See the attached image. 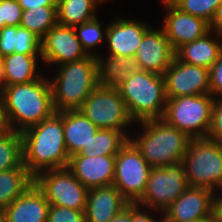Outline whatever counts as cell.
I'll return each mask as SVG.
<instances>
[{
	"label": "cell",
	"instance_id": "6da1fadb",
	"mask_svg": "<svg viewBox=\"0 0 222 222\" xmlns=\"http://www.w3.org/2000/svg\"><path fill=\"white\" fill-rule=\"evenodd\" d=\"M0 105L7 129L23 132L39 124L55 112L49 77L44 73L32 82L5 86Z\"/></svg>",
	"mask_w": 222,
	"mask_h": 222
},
{
	"label": "cell",
	"instance_id": "7a4b0ae2",
	"mask_svg": "<svg viewBox=\"0 0 222 222\" xmlns=\"http://www.w3.org/2000/svg\"><path fill=\"white\" fill-rule=\"evenodd\" d=\"M23 165L35 177L53 169L67 168L69 155L65 146L63 111L21 132Z\"/></svg>",
	"mask_w": 222,
	"mask_h": 222
},
{
	"label": "cell",
	"instance_id": "3957f363",
	"mask_svg": "<svg viewBox=\"0 0 222 222\" xmlns=\"http://www.w3.org/2000/svg\"><path fill=\"white\" fill-rule=\"evenodd\" d=\"M56 67V75L49 78L55 112L79 110L98 86L96 57L88 56Z\"/></svg>",
	"mask_w": 222,
	"mask_h": 222
},
{
	"label": "cell",
	"instance_id": "277c9868",
	"mask_svg": "<svg viewBox=\"0 0 222 222\" xmlns=\"http://www.w3.org/2000/svg\"><path fill=\"white\" fill-rule=\"evenodd\" d=\"M141 132L129 140L136 146L151 167H162L183 161L191 138L163 119L138 123Z\"/></svg>",
	"mask_w": 222,
	"mask_h": 222
},
{
	"label": "cell",
	"instance_id": "5b68a950",
	"mask_svg": "<svg viewBox=\"0 0 222 222\" xmlns=\"http://www.w3.org/2000/svg\"><path fill=\"white\" fill-rule=\"evenodd\" d=\"M118 90L134 123L163 118L167 101L164 75L141 70L129 76Z\"/></svg>",
	"mask_w": 222,
	"mask_h": 222
},
{
	"label": "cell",
	"instance_id": "8992f818",
	"mask_svg": "<svg viewBox=\"0 0 222 222\" xmlns=\"http://www.w3.org/2000/svg\"><path fill=\"white\" fill-rule=\"evenodd\" d=\"M189 186L222 190V143L208 138H191L183 157Z\"/></svg>",
	"mask_w": 222,
	"mask_h": 222
},
{
	"label": "cell",
	"instance_id": "52a82bcc",
	"mask_svg": "<svg viewBox=\"0 0 222 222\" xmlns=\"http://www.w3.org/2000/svg\"><path fill=\"white\" fill-rule=\"evenodd\" d=\"M212 108L211 94L167 99L162 119L190 138H206L211 124Z\"/></svg>",
	"mask_w": 222,
	"mask_h": 222
},
{
	"label": "cell",
	"instance_id": "ba28073f",
	"mask_svg": "<svg viewBox=\"0 0 222 222\" xmlns=\"http://www.w3.org/2000/svg\"><path fill=\"white\" fill-rule=\"evenodd\" d=\"M189 187L182 161L152 167L143 196L136 202L162 214Z\"/></svg>",
	"mask_w": 222,
	"mask_h": 222
},
{
	"label": "cell",
	"instance_id": "9c48e42d",
	"mask_svg": "<svg viewBox=\"0 0 222 222\" xmlns=\"http://www.w3.org/2000/svg\"><path fill=\"white\" fill-rule=\"evenodd\" d=\"M79 110L99 129H115L128 135L127 128L135 124L118 88L97 86Z\"/></svg>",
	"mask_w": 222,
	"mask_h": 222
},
{
	"label": "cell",
	"instance_id": "30bf717a",
	"mask_svg": "<svg viewBox=\"0 0 222 222\" xmlns=\"http://www.w3.org/2000/svg\"><path fill=\"white\" fill-rule=\"evenodd\" d=\"M151 168L141 152L128 140L115 156L113 185L129 203H136L145 192Z\"/></svg>",
	"mask_w": 222,
	"mask_h": 222
},
{
	"label": "cell",
	"instance_id": "8fae6325",
	"mask_svg": "<svg viewBox=\"0 0 222 222\" xmlns=\"http://www.w3.org/2000/svg\"><path fill=\"white\" fill-rule=\"evenodd\" d=\"M50 205L85 211L89 190L68 168L46 170L34 177Z\"/></svg>",
	"mask_w": 222,
	"mask_h": 222
},
{
	"label": "cell",
	"instance_id": "7c38bea8",
	"mask_svg": "<svg viewBox=\"0 0 222 222\" xmlns=\"http://www.w3.org/2000/svg\"><path fill=\"white\" fill-rule=\"evenodd\" d=\"M164 79L166 99L210 94L209 69L184 63L176 56L165 71Z\"/></svg>",
	"mask_w": 222,
	"mask_h": 222
},
{
	"label": "cell",
	"instance_id": "4fadbf2b",
	"mask_svg": "<svg viewBox=\"0 0 222 222\" xmlns=\"http://www.w3.org/2000/svg\"><path fill=\"white\" fill-rule=\"evenodd\" d=\"M88 57L77 38L74 27L54 25L41 39V61L59 66Z\"/></svg>",
	"mask_w": 222,
	"mask_h": 222
},
{
	"label": "cell",
	"instance_id": "5bb4252c",
	"mask_svg": "<svg viewBox=\"0 0 222 222\" xmlns=\"http://www.w3.org/2000/svg\"><path fill=\"white\" fill-rule=\"evenodd\" d=\"M160 2L167 13L161 26L174 52L210 31L209 23L204 19L181 11L170 0Z\"/></svg>",
	"mask_w": 222,
	"mask_h": 222
},
{
	"label": "cell",
	"instance_id": "9a60e30c",
	"mask_svg": "<svg viewBox=\"0 0 222 222\" xmlns=\"http://www.w3.org/2000/svg\"><path fill=\"white\" fill-rule=\"evenodd\" d=\"M174 56L163 28L153 26L144 34L134 57L142 70L164 75Z\"/></svg>",
	"mask_w": 222,
	"mask_h": 222
},
{
	"label": "cell",
	"instance_id": "2e32d148",
	"mask_svg": "<svg viewBox=\"0 0 222 222\" xmlns=\"http://www.w3.org/2000/svg\"><path fill=\"white\" fill-rule=\"evenodd\" d=\"M150 27L147 22L134 18L127 20L124 17H116L107 25L105 42L107 55L135 56L144 34Z\"/></svg>",
	"mask_w": 222,
	"mask_h": 222
},
{
	"label": "cell",
	"instance_id": "e0dca14e",
	"mask_svg": "<svg viewBox=\"0 0 222 222\" xmlns=\"http://www.w3.org/2000/svg\"><path fill=\"white\" fill-rule=\"evenodd\" d=\"M115 156H85L74 154L68 169L88 190L113 184Z\"/></svg>",
	"mask_w": 222,
	"mask_h": 222
},
{
	"label": "cell",
	"instance_id": "ac0fdd59",
	"mask_svg": "<svg viewBox=\"0 0 222 222\" xmlns=\"http://www.w3.org/2000/svg\"><path fill=\"white\" fill-rule=\"evenodd\" d=\"M214 193L205 187L189 186L163 213L176 221L212 218Z\"/></svg>",
	"mask_w": 222,
	"mask_h": 222
},
{
	"label": "cell",
	"instance_id": "d6986e66",
	"mask_svg": "<svg viewBox=\"0 0 222 222\" xmlns=\"http://www.w3.org/2000/svg\"><path fill=\"white\" fill-rule=\"evenodd\" d=\"M128 204L113 184L90 189L85 209L86 222H110Z\"/></svg>",
	"mask_w": 222,
	"mask_h": 222
},
{
	"label": "cell",
	"instance_id": "ffe728a7",
	"mask_svg": "<svg viewBox=\"0 0 222 222\" xmlns=\"http://www.w3.org/2000/svg\"><path fill=\"white\" fill-rule=\"evenodd\" d=\"M49 202L33 182L3 213L6 222H47Z\"/></svg>",
	"mask_w": 222,
	"mask_h": 222
},
{
	"label": "cell",
	"instance_id": "44dd1931",
	"mask_svg": "<svg viewBox=\"0 0 222 222\" xmlns=\"http://www.w3.org/2000/svg\"><path fill=\"white\" fill-rule=\"evenodd\" d=\"M221 41L222 35L210 30L203 37L181 46L175 56L184 63L210 69L222 51Z\"/></svg>",
	"mask_w": 222,
	"mask_h": 222
},
{
	"label": "cell",
	"instance_id": "7402d4cb",
	"mask_svg": "<svg viewBox=\"0 0 222 222\" xmlns=\"http://www.w3.org/2000/svg\"><path fill=\"white\" fill-rule=\"evenodd\" d=\"M96 60L98 86L103 88H118L129 76L142 70L134 56L103 57L100 54L96 56Z\"/></svg>",
	"mask_w": 222,
	"mask_h": 222
},
{
	"label": "cell",
	"instance_id": "603a6c76",
	"mask_svg": "<svg viewBox=\"0 0 222 222\" xmlns=\"http://www.w3.org/2000/svg\"><path fill=\"white\" fill-rule=\"evenodd\" d=\"M98 129L80 110L63 111L64 139L69 157L79 153Z\"/></svg>",
	"mask_w": 222,
	"mask_h": 222
},
{
	"label": "cell",
	"instance_id": "cb8c5ba5",
	"mask_svg": "<svg viewBox=\"0 0 222 222\" xmlns=\"http://www.w3.org/2000/svg\"><path fill=\"white\" fill-rule=\"evenodd\" d=\"M38 58H41V55L16 52L2 57L5 86L28 83L39 79L43 74L36 71L39 69L37 68Z\"/></svg>",
	"mask_w": 222,
	"mask_h": 222
},
{
	"label": "cell",
	"instance_id": "d4e9b609",
	"mask_svg": "<svg viewBox=\"0 0 222 222\" xmlns=\"http://www.w3.org/2000/svg\"><path fill=\"white\" fill-rule=\"evenodd\" d=\"M105 1L107 0H57V22L71 27L89 22L98 17L97 8Z\"/></svg>",
	"mask_w": 222,
	"mask_h": 222
},
{
	"label": "cell",
	"instance_id": "484cf974",
	"mask_svg": "<svg viewBox=\"0 0 222 222\" xmlns=\"http://www.w3.org/2000/svg\"><path fill=\"white\" fill-rule=\"evenodd\" d=\"M34 182L24 165L0 172V211L20 197Z\"/></svg>",
	"mask_w": 222,
	"mask_h": 222
},
{
	"label": "cell",
	"instance_id": "4316f807",
	"mask_svg": "<svg viewBox=\"0 0 222 222\" xmlns=\"http://www.w3.org/2000/svg\"><path fill=\"white\" fill-rule=\"evenodd\" d=\"M130 135L115 129H98L86 146L77 155L116 156L128 142Z\"/></svg>",
	"mask_w": 222,
	"mask_h": 222
},
{
	"label": "cell",
	"instance_id": "83f0119b",
	"mask_svg": "<svg viewBox=\"0 0 222 222\" xmlns=\"http://www.w3.org/2000/svg\"><path fill=\"white\" fill-rule=\"evenodd\" d=\"M23 165L21 132L5 128L0 132V172Z\"/></svg>",
	"mask_w": 222,
	"mask_h": 222
},
{
	"label": "cell",
	"instance_id": "f1b7e54d",
	"mask_svg": "<svg viewBox=\"0 0 222 222\" xmlns=\"http://www.w3.org/2000/svg\"><path fill=\"white\" fill-rule=\"evenodd\" d=\"M57 23V6H39L23 10L20 27L28 29L42 39Z\"/></svg>",
	"mask_w": 222,
	"mask_h": 222
},
{
	"label": "cell",
	"instance_id": "f546056e",
	"mask_svg": "<svg viewBox=\"0 0 222 222\" xmlns=\"http://www.w3.org/2000/svg\"><path fill=\"white\" fill-rule=\"evenodd\" d=\"M99 18L85 22L79 25L74 26L78 40L80 41L83 50L87 53L88 56L96 57L98 53L95 49L101 46L106 42V30L107 26L105 25L102 28Z\"/></svg>",
	"mask_w": 222,
	"mask_h": 222
},
{
	"label": "cell",
	"instance_id": "4dcf8cb0",
	"mask_svg": "<svg viewBox=\"0 0 222 222\" xmlns=\"http://www.w3.org/2000/svg\"><path fill=\"white\" fill-rule=\"evenodd\" d=\"M178 9L211 23L221 0H170Z\"/></svg>",
	"mask_w": 222,
	"mask_h": 222
},
{
	"label": "cell",
	"instance_id": "1f68e13d",
	"mask_svg": "<svg viewBox=\"0 0 222 222\" xmlns=\"http://www.w3.org/2000/svg\"><path fill=\"white\" fill-rule=\"evenodd\" d=\"M14 52L41 55V39L28 29L17 26Z\"/></svg>",
	"mask_w": 222,
	"mask_h": 222
},
{
	"label": "cell",
	"instance_id": "d6a6232c",
	"mask_svg": "<svg viewBox=\"0 0 222 222\" xmlns=\"http://www.w3.org/2000/svg\"><path fill=\"white\" fill-rule=\"evenodd\" d=\"M47 222H86L85 211L50 205Z\"/></svg>",
	"mask_w": 222,
	"mask_h": 222
},
{
	"label": "cell",
	"instance_id": "836d02e7",
	"mask_svg": "<svg viewBox=\"0 0 222 222\" xmlns=\"http://www.w3.org/2000/svg\"><path fill=\"white\" fill-rule=\"evenodd\" d=\"M206 138L222 143V95L213 97L211 124Z\"/></svg>",
	"mask_w": 222,
	"mask_h": 222
},
{
	"label": "cell",
	"instance_id": "e575fe53",
	"mask_svg": "<svg viewBox=\"0 0 222 222\" xmlns=\"http://www.w3.org/2000/svg\"><path fill=\"white\" fill-rule=\"evenodd\" d=\"M23 9L18 0H2V14L5 26H20Z\"/></svg>",
	"mask_w": 222,
	"mask_h": 222
},
{
	"label": "cell",
	"instance_id": "d590c367",
	"mask_svg": "<svg viewBox=\"0 0 222 222\" xmlns=\"http://www.w3.org/2000/svg\"><path fill=\"white\" fill-rule=\"evenodd\" d=\"M17 26H4L0 29V57L14 53Z\"/></svg>",
	"mask_w": 222,
	"mask_h": 222
},
{
	"label": "cell",
	"instance_id": "8d00e7d4",
	"mask_svg": "<svg viewBox=\"0 0 222 222\" xmlns=\"http://www.w3.org/2000/svg\"><path fill=\"white\" fill-rule=\"evenodd\" d=\"M210 94L213 97L222 95V51L217 61L209 69Z\"/></svg>",
	"mask_w": 222,
	"mask_h": 222
},
{
	"label": "cell",
	"instance_id": "74e56055",
	"mask_svg": "<svg viewBox=\"0 0 222 222\" xmlns=\"http://www.w3.org/2000/svg\"><path fill=\"white\" fill-rule=\"evenodd\" d=\"M145 210L148 211V208L132 203V222H160L161 218L156 219L151 212Z\"/></svg>",
	"mask_w": 222,
	"mask_h": 222
},
{
	"label": "cell",
	"instance_id": "f35d334b",
	"mask_svg": "<svg viewBox=\"0 0 222 222\" xmlns=\"http://www.w3.org/2000/svg\"><path fill=\"white\" fill-rule=\"evenodd\" d=\"M212 222H222V190L216 191L212 199Z\"/></svg>",
	"mask_w": 222,
	"mask_h": 222
},
{
	"label": "cell",
	"instance_id": "ab89813d",
	"mask_svg": "<svg viewBox=\"0 0 222 222\" xmlns=\"http://www.w3.org/2000/svg\"><path fill=\"white\" fill-rule=\"evenodd\" d=\"M23 10L39 8V6H57V0H18Z\"/></svg>",
	"mask_w": 222,
	"mask_h": 222
},
{
	"label": "cell",
	"instance_id": "60d3db41",
	"mask_svg": "<svg viewBox=\"0 0 222 222\" xmlns=\"http://www.w3.org/2000/svg\"><path fill=\"white\" fill-rule=\"evenodd\" d=\"M209 26L210 30L222 35V0L217 6V10Z\"/></svg>",
	"mask_w": 222,
	"mask_h": 222
},
{
	"label": "cell",
	"instance_id": "b9f144b4",
	"mask_svg": "<svg viewBox=\"0 0 222 222\" xmlns=\"http://www.w3.org/2000/svg\"><path fill=\"white\" fill-rule=\"evenodd\" d=\"M110 222H132V203H129Z\"/></svg>",
	"mask_w": 222,
	"mask_h": 222
},
{
	"label": "cell",
	"instance_id": "7bdbcfd3",
	"mask_svg": "<svg viewBox=\"0 0 222 222\" xmlns=\"http://www.w3.org/2000/svg\"><path fill=\"white\" fill-rule=\"evenodd\" d=\"M159 217L161 218L160 222H212V218H203L195 221H176L169 219L164 213H162Z\"/></svg>",
	"mask_w": 222,
	"mask_h": 222
},
{
	"label": "cell",
	"instance_id": "ee69618b",
	"mask_svg": "<svg viewBox=\"0 0 222 222\" xmlns=\"http://www.w3.org/2000/svg\"><path fill=\"white\" fill-rule=\"evenodd\" d=\"M4 68H3V59L0 57V92L4 89Z\"/></svg>",
	"mask_w": 222,
	"mask_h": 222
},
{
	"label": "cell",
	"instance_id": "f6af8a7d",
	"mask_svg": "<svg viewBox=\"0 0 222 222\" xmlns=\"http://www.w3.org/2000/svg\"><path fill=\"white\" fill-rule=\"evenodd\" d=\"M5 26V20H3V14H2V0H0V29H2Z\"/></svg>",
	"mask_w": 222,
	"mask_h": 222
},
{
	"label": "cell",
	"instance_id": "bcb514c9",
	"mask_svg": "<svg viewBox=\"0 0 222 222\" xmlns=\"http://www.w3.org/2000/svg\"><path fill=\"white\" fill-rule=\"evenodd\" d=\"M5 124L2 116V110H1V105H0V132H2L5 129Z\"/></svg>",
	"mask_w": 222,
	"mask_h": 222
},
{
	"label": "cell",
	"instance_id": "7dc6e473",
	"mask_svg": "<svg viewBox=\"0 0 222 222\" xmlns=\"http://www.w3.org/2000/svg\"><path fill=\"white\" fill-rule=\"evenodd\" d=\"M0 222H6V218L3 211H0Z\"/></svg>",
	"mask_w": 222,
	"mask_h": 222
}]
</instances>
